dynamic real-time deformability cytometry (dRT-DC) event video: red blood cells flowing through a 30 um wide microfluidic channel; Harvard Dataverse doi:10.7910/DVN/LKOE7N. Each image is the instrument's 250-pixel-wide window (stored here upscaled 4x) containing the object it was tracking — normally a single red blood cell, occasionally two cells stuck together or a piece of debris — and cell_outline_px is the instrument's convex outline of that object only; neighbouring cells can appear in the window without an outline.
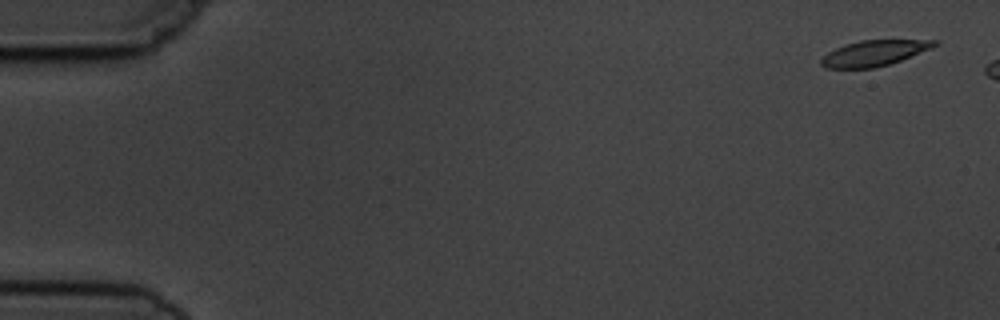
{"species": "common noctule bat (a hibernating species)", "species_latin": "Nyctalus noctula", "temperature_condition": "cold", "stored_images_in_passage": 3, "camera_frame_rate_fps": 3000, "um_per_image_px": 0.085, "animal": {"sex": "male", "body_mass_g": 19.5, "forearm_length_mm": 54.6}, "frame": {"image": 1, "passage_image": 1, "time_ms": 0.0, "image_size_px": [1000, 320], "cell_outline_px": [[940, 44], [932, 48], [900, 60], [888, 64], [872, 68], [824, 68], [820, 64], [820, 60], [828, 52], [844, 44], [860, 40], [940, 40]], "centroid_in_image_um": [74.3, 4.5], "position_along_channel_um": 10.7, "area_um2": 16.88}}